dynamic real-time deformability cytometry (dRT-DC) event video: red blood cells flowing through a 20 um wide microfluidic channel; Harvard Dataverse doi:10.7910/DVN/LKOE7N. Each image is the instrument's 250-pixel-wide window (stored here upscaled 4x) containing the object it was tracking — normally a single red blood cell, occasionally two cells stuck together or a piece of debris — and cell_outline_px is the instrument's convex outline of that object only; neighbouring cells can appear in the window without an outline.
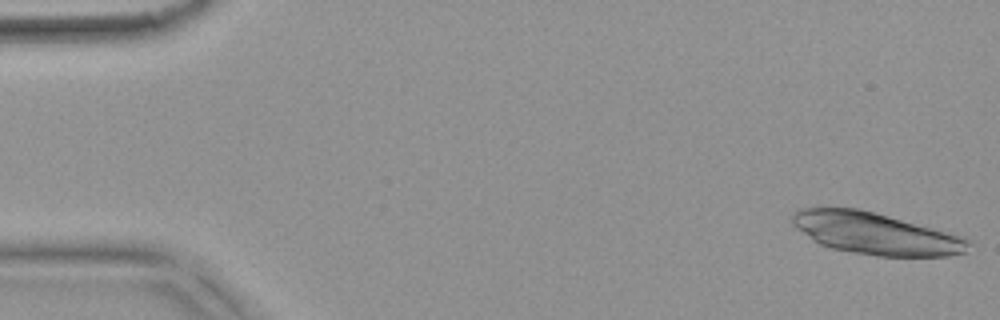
{"species": "common noctule bat (a hibernating species)", "species_latin": "Nyctalus noctula", "temperature_condition": "warm", "stored_images_in_passage": 21, "camera_frame_rate_fps": 3000, "um_per_image_px": 0.085, "animal": {"sex": "female", "body_mass_g": 18.4}, "frame": {"image": 1, "passage_image": 1, "time_ms": 0.0, "image_size_px": [1000, 320], "cell_outline_px": [[972, 240], [964, 252], [948, 256], [876, 256], [852, 252], [832, 248], [820, 244], [812, 240], [796, 228], [792, 224], [792, 212], [800, 208], [860, 208]], "centroid_in_image_um": [74.33, 19.85], "position_along_channel_um": 10.7, "area_um2": 42.25}}